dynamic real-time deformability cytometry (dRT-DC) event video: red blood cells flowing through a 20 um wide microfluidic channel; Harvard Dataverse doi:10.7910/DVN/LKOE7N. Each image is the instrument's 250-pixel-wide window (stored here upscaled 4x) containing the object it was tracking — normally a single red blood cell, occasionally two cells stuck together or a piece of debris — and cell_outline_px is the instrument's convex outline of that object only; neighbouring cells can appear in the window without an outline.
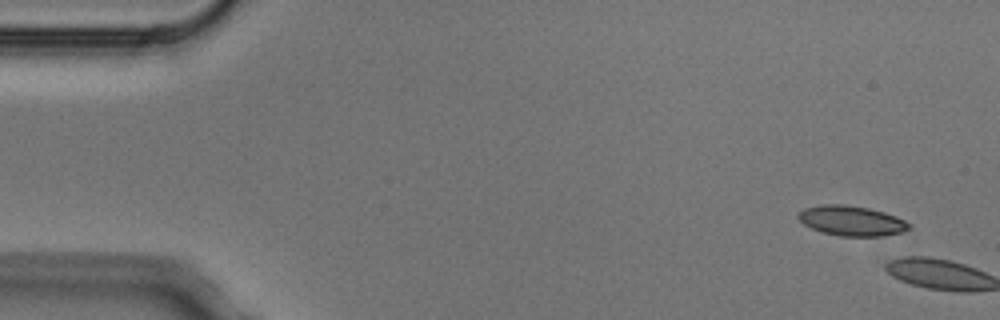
{"species": "Egyptian fruit bat (a non-hibernating species)", "species_latin": "Rousettus aegyptiacus", "temperature_condition": "cold", "stored_images_in_passage": 2, "camera_frame_rate_fps": 3000, "um_per_image_px": 0.085, "animal": {"sex": "male"}, "frame": {"image": 1, "passage_image": 1, "time_ms": 0.0, "image_size_px": [1000, 320], "cell_outline_px": [[912, 228], [900, 232], [884, 236], [840, 236], [824, 232], [812, 228], [804, 224], [796, 216], [804, 208], [824, 204], [844, 204], [868, 208], [884, 212], [896, 216], [912, 224]], "centroid_in_image_um": [72.41, 18.76], "position_along_channel_um": 12.6, "area_um2": 19.31}}